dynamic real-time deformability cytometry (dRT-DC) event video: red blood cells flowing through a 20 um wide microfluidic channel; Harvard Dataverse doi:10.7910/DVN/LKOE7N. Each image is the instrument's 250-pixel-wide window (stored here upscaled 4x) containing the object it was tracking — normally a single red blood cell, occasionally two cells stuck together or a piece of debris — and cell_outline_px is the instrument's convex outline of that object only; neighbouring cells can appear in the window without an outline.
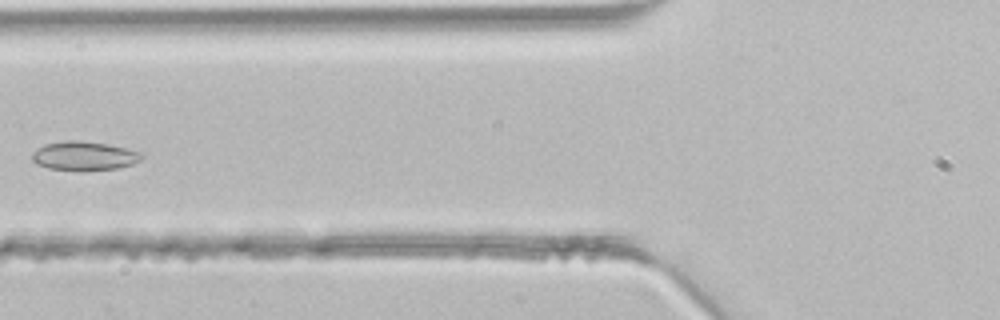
{"species": "common noctule bat (a hibernating species)", "species_latin": "Nyctalus noctula", "temperature_condition": "room temperature", "stored_images_in_passage": 4, "camera_frame_rate_fps": 3000, "um_per_image_px": 0.085, "animal": {"sex": "male", "body_mass_g": 21.5, "forearm_length_mm": 52.0}, "frame": {"image": 1, "passage_image": 4, "time_ms": 1.0, "image_size_px": [1000, 320], "cell_outline_px": [[144, 156], [140, 160], [132, 164], [116, 168], [80, 172], [76, 172], [48, 168], [36, 164], [32, 160], [32, 152], [36, 148], [44, 144], [64, 140], [76, 140], [108, 144], [128, 148], [144, 152]], "centroid_in_image_um": [7.14, 13.26], "position_along_channel_um": 118.7, "area_um2": 19.07}}